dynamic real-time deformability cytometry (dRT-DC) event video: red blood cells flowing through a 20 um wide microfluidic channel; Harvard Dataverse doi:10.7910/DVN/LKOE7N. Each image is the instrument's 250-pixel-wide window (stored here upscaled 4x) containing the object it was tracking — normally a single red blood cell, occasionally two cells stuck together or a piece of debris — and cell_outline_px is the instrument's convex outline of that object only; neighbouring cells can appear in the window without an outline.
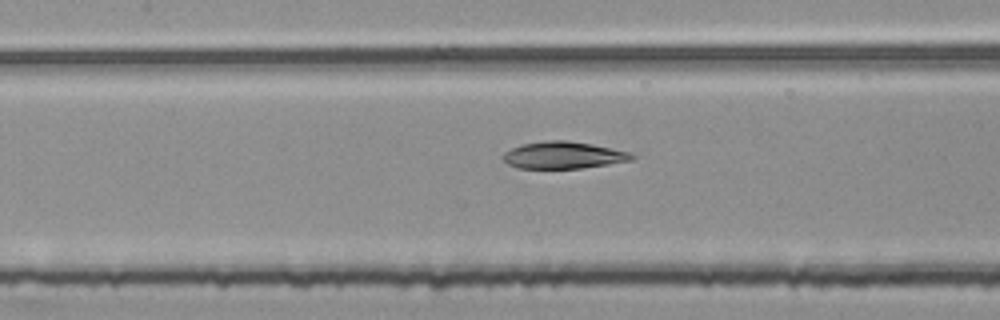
{"species": "common noctule bat (a hibernating species)", "species_latin": "Nyctalus noctula", "temperature_condition": "room temperature", "stored_images_in_passage": 54, "segment_of_instrument_passage": [2, 2], "camera_frame_rate_fps": 3000, "um_per_image_px": 0.085, "animal": {"sex": "female", "body_mass_g": 25.1}, "frame": {"image": 1, "passage_image": 24, "time_ms": 7.667, "image_size_px": [1000, 320], "cell_outline_px": [[636, 156], [632, 160], [608, 164], [580, 168], [516, 168], [508, 164], [500, 156], [504, 152], [520, 144], [544, 140], [568, 140], [592, 144], [632, 152]], "centroid_in_image_um": [47.87, 13.18], "position_along_channel_um": 159.5, "area_um2": 20.46}}
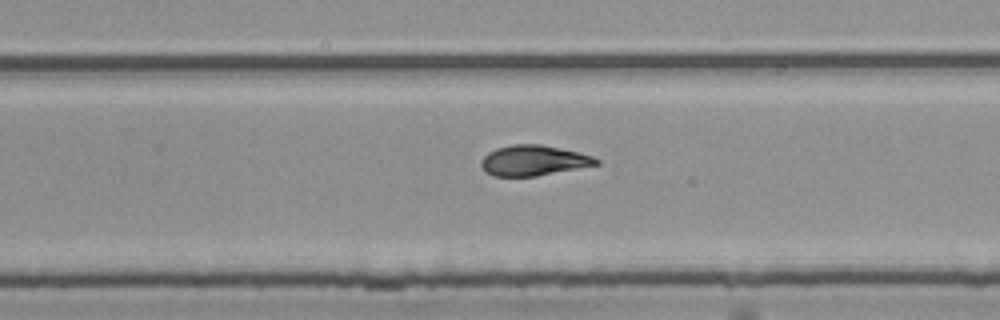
{"frame": {"image": 2, "passage_image": 34, "time_ms": 11.0, "image_size_px": [1000, 320], "cell_outline_px": [[600, 164], [536, 176], [492, 176], [484, 172], [480, 164], [480, 160], [488, 152], [496, 148], [512, 144], [540, 144], [560, 148], [592, 156], [600, 160]], "centroid_in_image_um": [45.3, 13.64], "position_along_channel_um": 284.5, "area_um2": 20.4}}
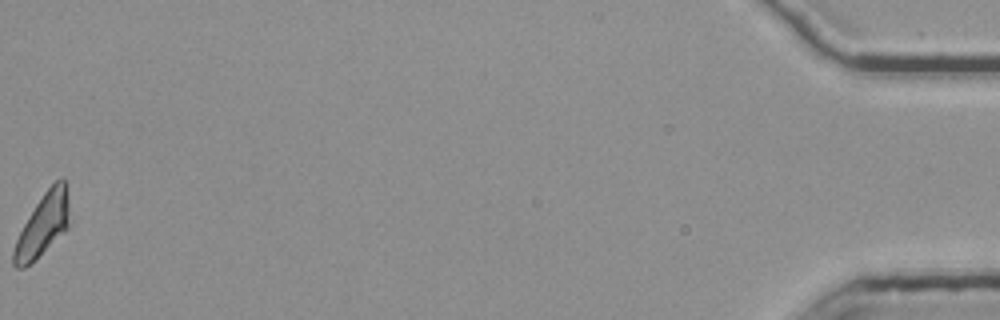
{"frame": {"image": 3, "passage_image": 54, "time_ms": 17.667, "image_size_px": [1000, 320], "cell_outline_px": [[68, 228], [64, 232], [24, 268], [16, 268], [12, 264], [12, 252], [16, 240], [28, 216], [44, 192], [60, 176], [64, 176], [68, 184]], "centroid_in_image_um": [3.65, 19.06], "position_along_channel_um": 431.6, "area_um2": 20.06}}